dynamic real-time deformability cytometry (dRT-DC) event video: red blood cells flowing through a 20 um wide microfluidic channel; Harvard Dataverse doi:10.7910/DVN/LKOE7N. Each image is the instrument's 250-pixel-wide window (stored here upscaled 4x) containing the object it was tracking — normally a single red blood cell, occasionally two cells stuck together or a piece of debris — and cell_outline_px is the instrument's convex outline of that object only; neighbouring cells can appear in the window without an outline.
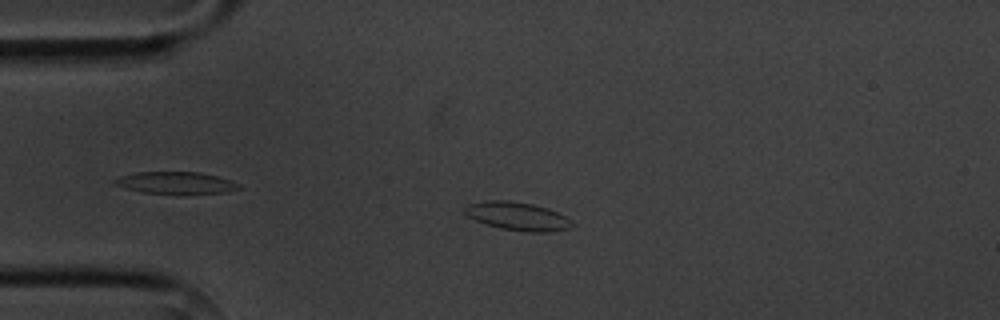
{"species": "common noctule bat (a hibernating species)", "species_latin": "Nyctalus noctula", "temperature_condition": "cold", "stored_images_in_passage": 4, "camera_frame_rate_fps": 3000, "um_per_image_px": 0.085, "animal": {"sex": "male", "body_mass_g": 20.1, "forearm_length_mm": 53.5}, "frame": {"image": 1, "passage_image": 3, "time_ms": 2.333, "image_size_px": [1000, 320], "cell_outline_px": [[576, 224], [568, 228], [548, 232], [528, 232], [500, 228], [476, 220], [468, 216], [464, 212], [464, 208], [468, 204], [484, 200], [508, 200], [532, 204], [548, 208], [564, 216]], "centroid_in_image_um": [43.98, 18.37], "position_along_channel_um": 41.0, "area_um2": 17.57}}